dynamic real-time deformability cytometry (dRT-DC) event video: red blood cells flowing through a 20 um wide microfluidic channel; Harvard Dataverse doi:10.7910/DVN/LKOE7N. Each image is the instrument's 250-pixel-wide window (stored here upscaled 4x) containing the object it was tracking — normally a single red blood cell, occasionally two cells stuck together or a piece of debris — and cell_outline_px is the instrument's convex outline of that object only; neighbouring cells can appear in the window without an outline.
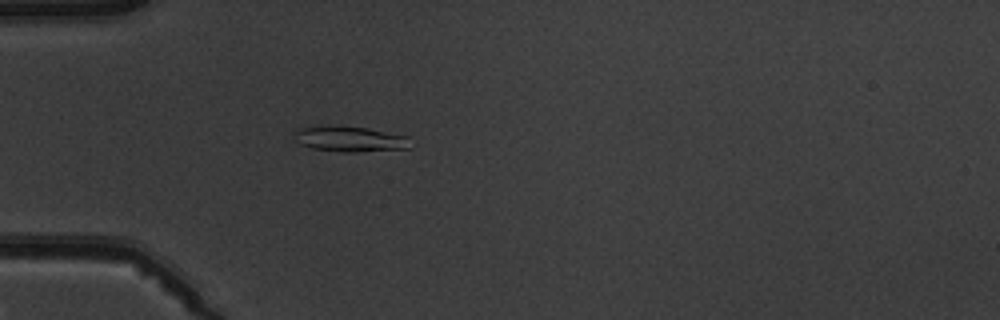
{"species": "common noctule bat (a hibernating species)", "species_latin": "Nyctalus noctula", "temperature_condition": "warm", "stored_images_in_passage": 4, "camera_frame_rate_fps": 3000, "um_per_image_px": 0.085, "animal": {"sex": "male", "body_mass_g": 19.5, "forearm_length_mm": 54.6}, "frame": {"image": 1, "passage_image": 4, "time_ms": 3.333, "image_size_px": [1000, 320], "cell_outline_px": [[412, 148], [356, 152], [344, 152], [312, 148], [300, 144], [292, 136], [292, 132], [296, 128], [368, 128], [408, 136]], "centroid_in_image_um": [29.79, 11.85], "position_along_channel_um": 55.2, "area_um2": 16.7}}